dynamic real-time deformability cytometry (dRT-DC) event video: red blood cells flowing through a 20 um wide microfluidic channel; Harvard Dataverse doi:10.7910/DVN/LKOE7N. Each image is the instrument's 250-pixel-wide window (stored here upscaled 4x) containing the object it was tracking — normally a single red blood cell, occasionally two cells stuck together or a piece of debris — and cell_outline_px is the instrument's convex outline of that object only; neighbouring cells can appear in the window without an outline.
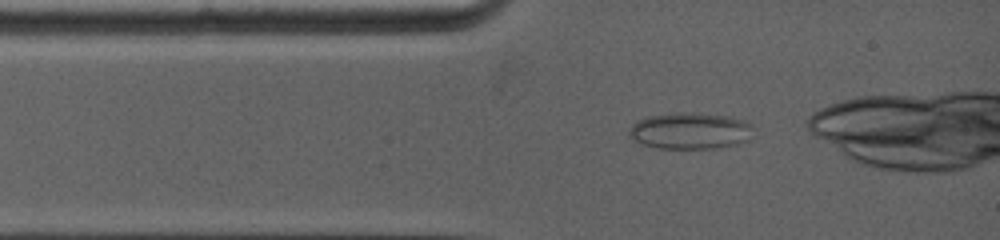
{"species": "common noctule bat (a hibernating species)", "species_latin": "Nyctalus noctula", "temperature_condition": "warm", "stored_images_in_passage": 85, "camera_frame_rate_fps": 5000, "um_per_image_px": 0.085, "animal": {"sex": "female", "body_mass_g": 19.0, "forearm_length_mm": 53.3}, "frame": {"image": 1, "passage_image": 1, "time_ms": 0.0, "image_size_px": [1000, 240], "cell_outline_px": [[752, 140], [736, 144], [716, 148], [660, 148], [640, 144], [628, 136], [628, 132], [632, 124], [636, 120], [648, 116], [676, 112], [692, 112], [728, 116], [744, 120], [752, 124]], "centroid_in_image_um": [58.67, 11.11], "position_along_channel_um": 26.3, "area_um2": 26.82}}
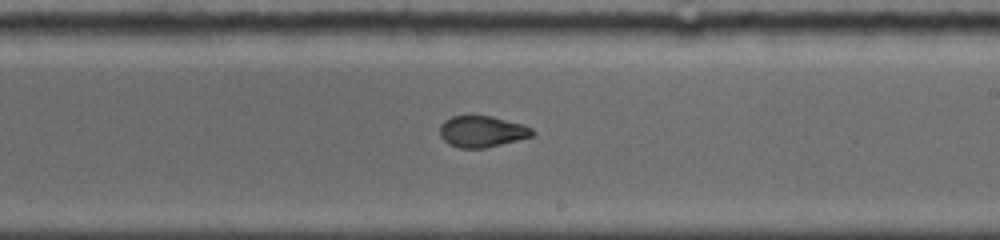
{"frame": {"image": 2, "passage_image": 42, "time_ms": 5.8, "image_size_px": [1000, 240], "cell_outline_px": [[536, 132], [532, 136], [484, 148], [460, 148], [448, 144], [440, 136], [440, 124], [444, 120], [452, 116], [492, 116], [524, 124], [532, 128]], "centroid_in_image_um": [40.96, 11.17], "position_along_channel_um": 248.0, "area_um2": 16.88}}
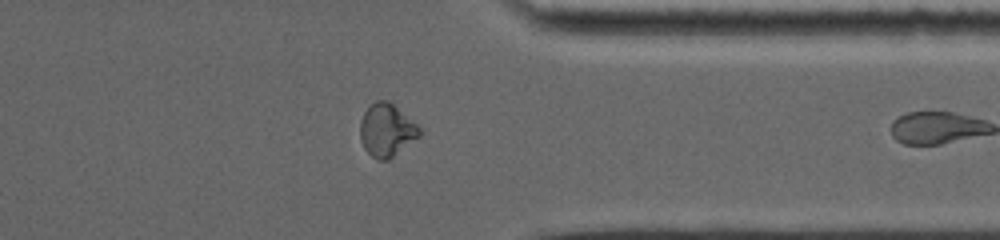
{"frame": {"image": 3, "passage_image": 66, "time_ms": 9.2, "image_size_px": [1000, 240], "cell_outline_px": [[424, 132], [420, 136], [388, 160], [376, 160], [364, 148], [360, 140], [360, 120], [364, 112], [376, 100], [388, 100], [416, 124]], "centroid_in_image_um": [32.86, 11.08], "position_along_channel_um": 378.5, "area_um2": 18.21}}